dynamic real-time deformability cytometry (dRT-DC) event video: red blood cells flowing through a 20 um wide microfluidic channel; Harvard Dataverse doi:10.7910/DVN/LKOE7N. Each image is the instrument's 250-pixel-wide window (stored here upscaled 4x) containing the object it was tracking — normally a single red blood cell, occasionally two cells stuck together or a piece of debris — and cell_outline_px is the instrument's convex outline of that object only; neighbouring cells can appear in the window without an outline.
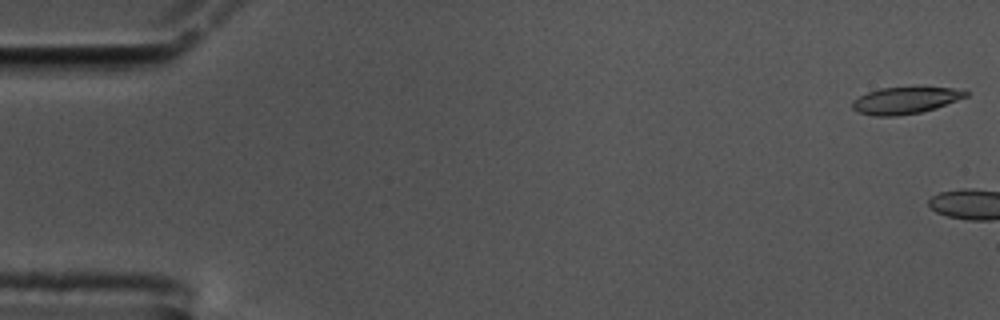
{"species": "common noctule bat (a hibernating species)", "species_latin": "Nyctalus noctula", "temperature_condition": "cold", "stored_images_in_passage": 7, "camera_frame_rate_fps": 3000, "um_per_image_px": 0.085, "animal": {"sex": "male", "body_mass_g": 17.5, "forearm_length_mm": 52.3}, "frame": {"image": 1, "passage_image": 1, "time_ms": 0.0, "image_size_px": [1000, 320], "cell_outline_px": [[968, 96], [936, 108], [920, 112], [896, 116], [872, 116], [856, 112], [852, 108], [852, 100], [868, 92], [880, 88], [952, 88], [968, 92]], "centroid_in_image_um": [76.89, 8.55], "position_along_channel_um": 8.1, "area_um2": 17.46}}